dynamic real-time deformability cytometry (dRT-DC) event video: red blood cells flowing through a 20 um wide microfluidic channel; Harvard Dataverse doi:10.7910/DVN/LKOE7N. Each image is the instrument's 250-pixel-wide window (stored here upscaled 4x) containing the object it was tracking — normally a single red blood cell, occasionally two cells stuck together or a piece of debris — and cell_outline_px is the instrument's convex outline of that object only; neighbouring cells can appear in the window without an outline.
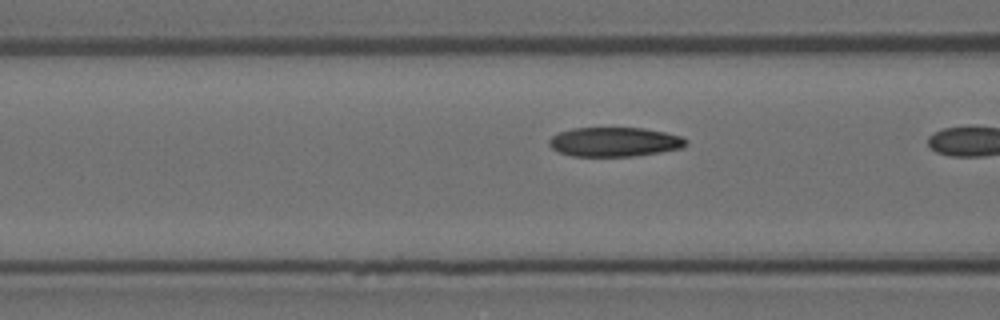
{"species": "Egyptian fruit bat (a non-hibernating species)", "species_latin": "Rousettus aegyptiacus", "temperature_condition": "room temperature", "stored_images_in_passage": 20, "camera_frame_rate_fps": 3000, "um_per_image_px": 0.085, "animal": {"sex": "female"}, "frame": {"image": 1, "passage_image": 19, "time_ms": 6.0, "image_size_px": [1000, 320], "cell_outline_px": [[688, 144], [680, 148], [660, 152], [632, 156], [572, 156], [560, 152], [552, 148], [548, 144], [548, 140], [552, 136], [560, 132], [572, 128], [644, 128], [664, 132], [680, 136], [688, 140]], "centroid_in_image_um": [52.22, 12.06], "position_along_channel_um": 114.4, "area_um2": 23.29}}